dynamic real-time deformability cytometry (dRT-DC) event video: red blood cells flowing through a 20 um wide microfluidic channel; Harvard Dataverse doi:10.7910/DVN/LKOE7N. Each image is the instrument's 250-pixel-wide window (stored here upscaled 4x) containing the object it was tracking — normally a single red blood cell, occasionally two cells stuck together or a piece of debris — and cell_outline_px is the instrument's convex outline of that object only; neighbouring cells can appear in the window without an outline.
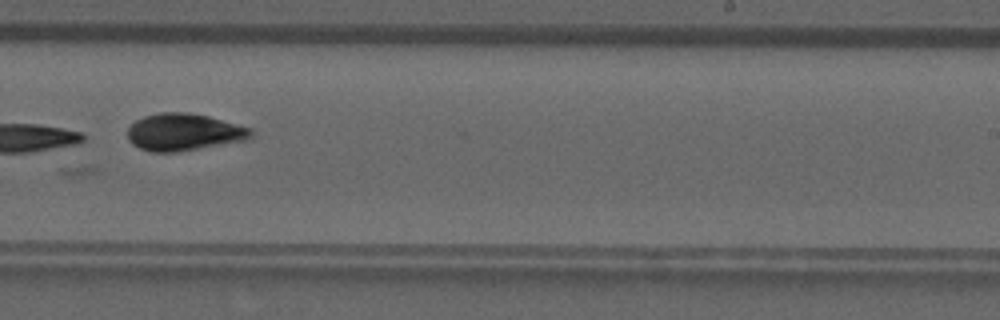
{"species": "common noctule bat (a hibernating species)", "species_latin": "Nyctalus noctula", "temperature_condition": "room temperature", "stored_images_in_passage": 14, "camera_frame_rate_fps": 3000, "um_per_image_px": 0.085, "animal": {"sex": "male", "forearm_length_mm": 52.5}, "frame": {"image": 1, "passage_image": 9, "time_ms": 10.333, "image_size_px": [1000, 320], "cell_outline_px": [[252, 140], [180, 152], [152, 152], [140, 148], [132, 144], [128, 140], [128, 128], [136, 120], [144, 116], [160, 112], [188, 112], [208, 116], [252, 128]], "centroid_in_image_um": [15.68, 11.24], "position_along_channel_um": 273.3, "area_um2": 27.17}}